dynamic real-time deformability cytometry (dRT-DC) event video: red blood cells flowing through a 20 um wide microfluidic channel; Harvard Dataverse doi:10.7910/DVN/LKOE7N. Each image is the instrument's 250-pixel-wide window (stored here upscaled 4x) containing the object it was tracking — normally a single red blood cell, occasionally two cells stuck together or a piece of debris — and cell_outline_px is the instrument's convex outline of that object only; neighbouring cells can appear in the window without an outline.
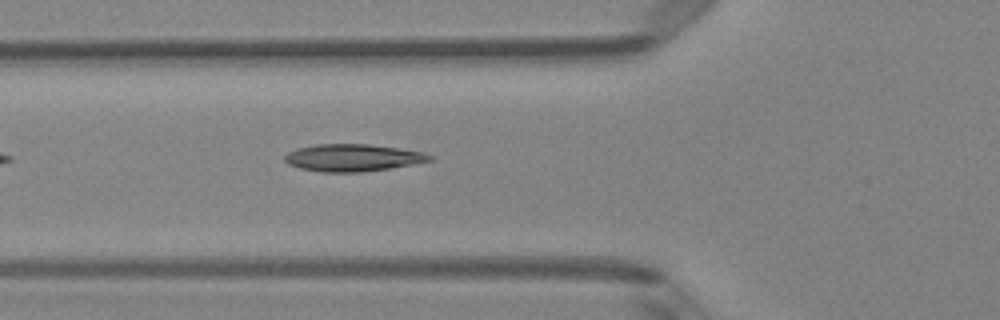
{"species": "Egyptian fruit bat (a non-hibernating species)", "species_latin": "Rousettus aegyptiacus", "temperature_condition": "room temperature", "stored_images_in_passage": 12, "camera_frame_rate_fps": 3000, "um_per_image_px": 0.085, "animal": {"sex": "female"}, "frame": {"image": 1, "passage_image": 3, "time_ms": 0.667, "image_size_px": [1000, 320], "cell_outline_px": [[432, 160], [392, 168], [364, 172], [320, 172], [300, 168], [288, 164], [284, 160], [284, 156], [288, 152], [296, 148], [316, 144], [368, 144], [400, 148], [424, 152], [432, 156]], "centroid_in_image_um": [29.97, 13.4], "position_along_channel_um": 95.8, "area_um2": 23.12}}
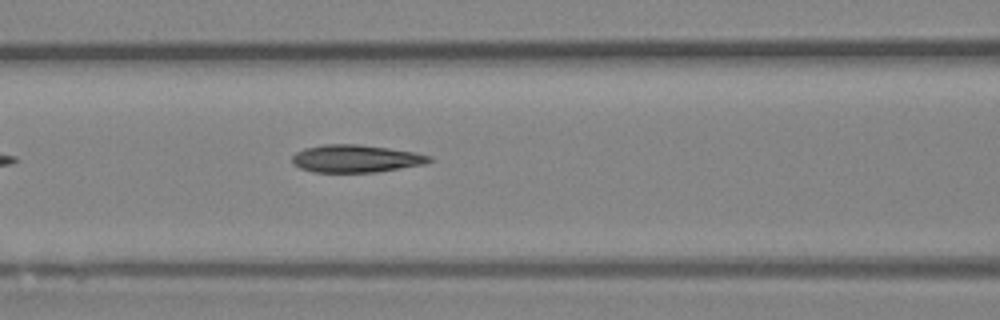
{"frame": {"image": 2, "passage_image": 6, "time_ms": 1.667, "image_size_px": [1000, 320], "cell_outline_px": [[436, 160], [424, 164], [376, 172], [312, 172], [300, 168], [292, 164], [292, 156], [296, 152], [304, 148], [324, 144], [360, 144], [416, 152], [432, 156]], "centroid_in_image_um": [30.26, 13.48], "position_along_channel_um": 136.3, "area_um2": 22.25}}
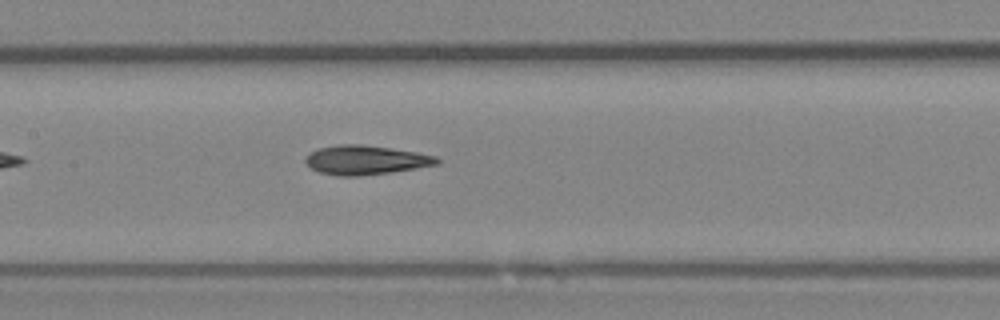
{"frame": {"image": 3, "passage_image": 9, "time_ms": 2.667, "image_size_px": [1000, 320], "cell_outline_px": [[440, 164], [416, 168], [360, 176], [336, 176], [320, 172], [312, 168], [304, 160], [308, 152], [316, 148], [340, 144], [360, 144], [416, 152], [436, 156], [440, 160]], "centroid_in_image_um": [31.05, 13.6], "position_along_channel_um": 176.4, "area_um2": 22.31}}